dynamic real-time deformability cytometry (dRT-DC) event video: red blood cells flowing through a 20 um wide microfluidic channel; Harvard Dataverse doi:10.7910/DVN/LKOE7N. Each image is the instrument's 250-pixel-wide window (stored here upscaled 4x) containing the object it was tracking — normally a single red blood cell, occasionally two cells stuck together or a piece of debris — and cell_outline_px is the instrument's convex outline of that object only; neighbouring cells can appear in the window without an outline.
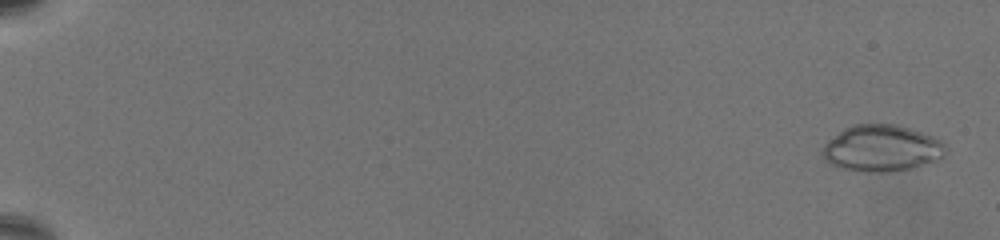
{"species": "common noctule bat (a hibernating species)", "species_latin": "Nyctalus noctula", "temperature_condition": "warm", "stored_images_in_passage": 68, "camera_frame_rate_fps": 3000, "um_per_image_px": 0.085, "animal": {"sex": "female", "body_mass_g": 19.5, "forearm_length_mm": 54.1}, "frame": {"image": 1, "passage_image": 3, "time_ms": 0.667, "image_size_px": [1000, 240], "cell_outline_px": [[948, 148], [944, 156], [896, 172], [856, 172], [840, 168], [824, 160], [820, 152], [824, 144], [828, 140], [844, 128], [852, 124], [896, 124], [924, 132], [940, 140]], "centroid_in_image_um": [74.89, 12.6], "position_along_channel_um": 10.1, "area_um2": 33.58}}
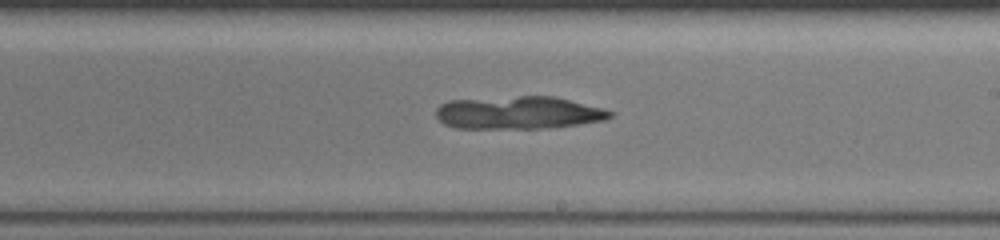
{"frame": {"image": 2, "passage_image": 44, "time_ms": 14.333, "image_size_px": [1000, 240], "cell_outline_px": [[616, 112], [612, 116], [604, 120], [580, 124], [548, 128], [456, 128], [444, 124], [436, 116], [436, 108], [440, 104], [448, 100], [520, 96], [552, 96], [604, 108]], "centroid_in_image_um": [44.08, 9.58], "position_along_channel_um": 244.9, "area_um2": 33.35}}
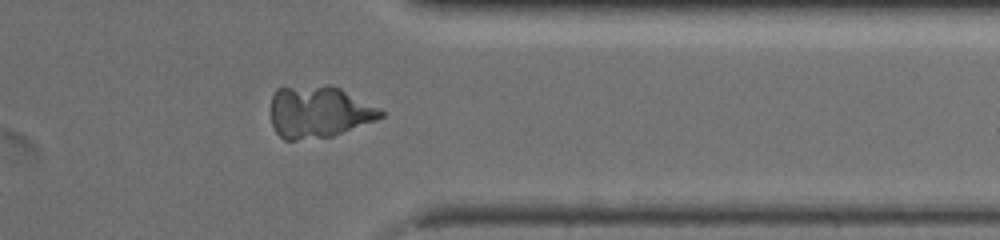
{"frame": {"image": 3, "passage_image": 57, "time_ms": 18.667, "image_size_px": [1000, 240], "cell_outline_px": [[384, 116], [376, 120], [332, 136], [296, 140], [284, 140], [276, 132], [272, 124], [272, 96], [276, 88], [324, 84], [332, 84], [380, 108], [384, 112]], "centroid_in_image_um": [27.11, 9.49], "position_along_channel_um": 384.3, "area_um2": 33.29}}